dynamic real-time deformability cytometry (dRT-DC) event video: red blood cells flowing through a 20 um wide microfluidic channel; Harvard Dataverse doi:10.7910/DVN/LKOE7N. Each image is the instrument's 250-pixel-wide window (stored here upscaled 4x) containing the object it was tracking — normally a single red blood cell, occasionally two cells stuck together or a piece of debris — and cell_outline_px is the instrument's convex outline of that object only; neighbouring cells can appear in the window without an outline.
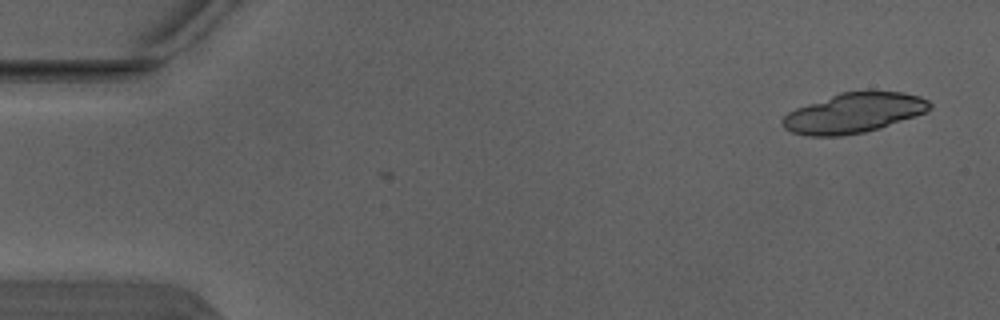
{"species": "Egyptian fruit bat (a non-hibernating species)", "species_latin": "Rousettus aegyptiacus", "temperature_condition": "warm", "stored_images_in_passage": 5, "camera_frame_rate_fps": 3000, "um_per_image_px": 0.085, "animal": {"sex": "male"}, "frame": {"image": 1, "passage_image": 1, "time_ms": 0.0, "image_size_px": [1000, 320], "cell_outline_px": [[932, 108], [928, 112], [880, 128], [864, 132], [840, 136], [808, 136], [792, 132], [784, 128], [780, 124], [780, 120], [788, 112], [796, 108], [840, 92], [904, 92], [920, 96], [928, 100], [932, 104]], "centroid_in_image_um": [72.58, 9.61], "position_along_channel_um": 12.4, "area_um2": 34.28}}
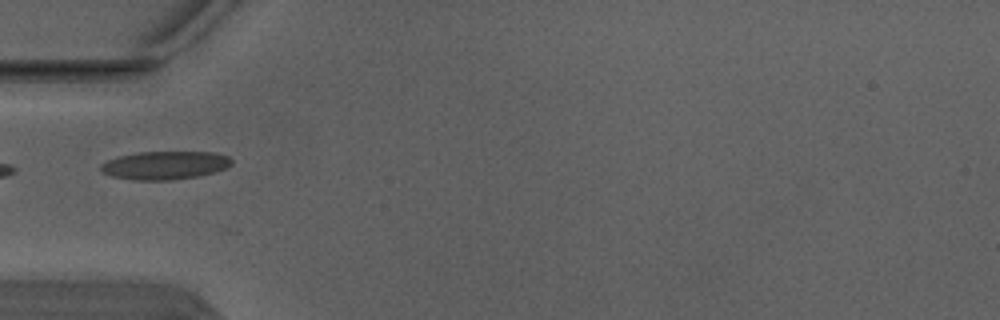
{"frame": {"image": 2, "passage_image": 5, "time_ms": 1.333, "image_size_px": [1000, 320], "cell_outline_px": [[232, 164], [228, 168], [216, 172], [200, 176], [168, 180], [136, 180], [112, 176], [100, 172], [100, 164], [108, 160], [120, 156], [140, 152], [216, 152], [228, 156], [232, 160]], "centroid_in_image_um": [14.05, 14.05], "position_along_channel_um": 70.9, "area_um2": 21.68}}